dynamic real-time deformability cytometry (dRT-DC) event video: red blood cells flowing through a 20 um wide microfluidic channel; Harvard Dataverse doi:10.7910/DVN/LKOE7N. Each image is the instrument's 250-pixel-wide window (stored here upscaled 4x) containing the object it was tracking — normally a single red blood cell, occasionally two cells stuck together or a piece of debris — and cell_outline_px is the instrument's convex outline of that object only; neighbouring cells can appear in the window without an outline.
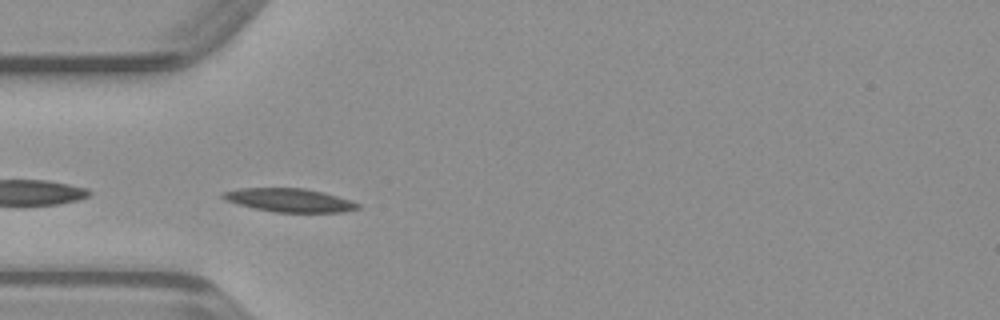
{"species": "common noctule bat (a hibernating species)", "species_latin": "Nyctalus noctula", "temperature_condition": "warm", "stored_images_in_passage": 36, "camera_frame_rate_fps": 3000, "um_per_image_px": 0.085, "animal": {"sex": "male", "body_mass_g": 23.1, "forearm_length_mm": 52.7}, "frame": {"image": 1, "passage_image": 1, "time_ms": 0.0, "image_size_px": [1000, 320], "cell_outline_px": [[360, 208], [340, 212], [276, 212], [236, 204], [220, 196], [220, 192], [240, 188], [304, 188], [352, 200], [360, 204]], "centroid_in_image_um": [24.58, 17.01], "position_along_channel_um": 60.4, "area_um2": 18.26}}
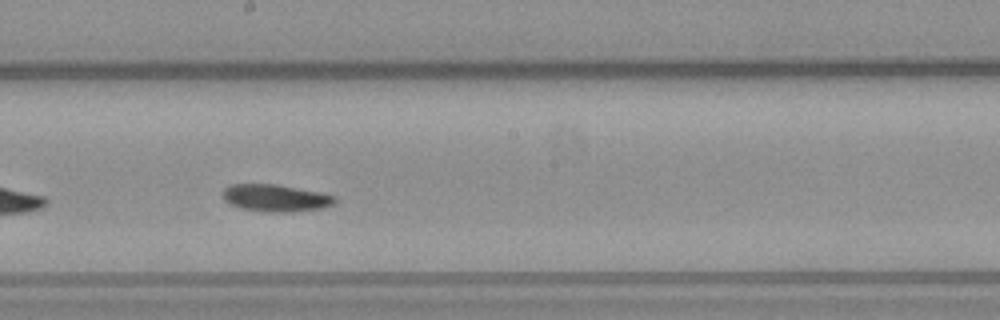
{"frame": {"image": 2, "passage_image": 13, "time_ms": 4.0, "image_size_px": [1000, 320], "cell_outline_px": [[336, 204], [324, 208], [288, 212], [268, 212], [240, 208], [224, 200], [224, 188], [232, 184], [276, 184], [320, 192], [336, 196]], "centroid_in_image_um": [23.48, 16.83], "position_along_channel_um": 224.7, "area_um2": 17.74}}
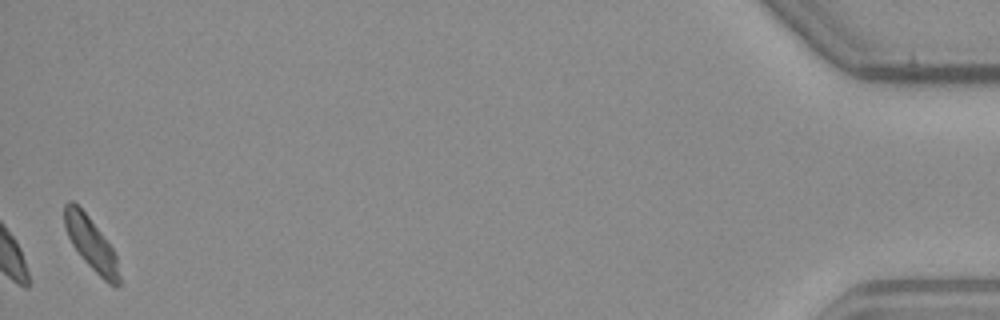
{"frame": {"image": 3, "passage_image": 35, "time_ms": 11.333, "image_size_px": [1000, 320], "cell_outline_px": [[120, 284], [116, 288], [108, 284], [84, 260], [72, 244], [68, 236], [64, 224], [64, 204], [68, 200], [72, 200], [88, 216], [112, 248], [116, 256], [120, 276]], "centroid_in_image_um": [7.74, 20.73], "position_along_channel_um": 427.5, "area_um2": 16.53}}